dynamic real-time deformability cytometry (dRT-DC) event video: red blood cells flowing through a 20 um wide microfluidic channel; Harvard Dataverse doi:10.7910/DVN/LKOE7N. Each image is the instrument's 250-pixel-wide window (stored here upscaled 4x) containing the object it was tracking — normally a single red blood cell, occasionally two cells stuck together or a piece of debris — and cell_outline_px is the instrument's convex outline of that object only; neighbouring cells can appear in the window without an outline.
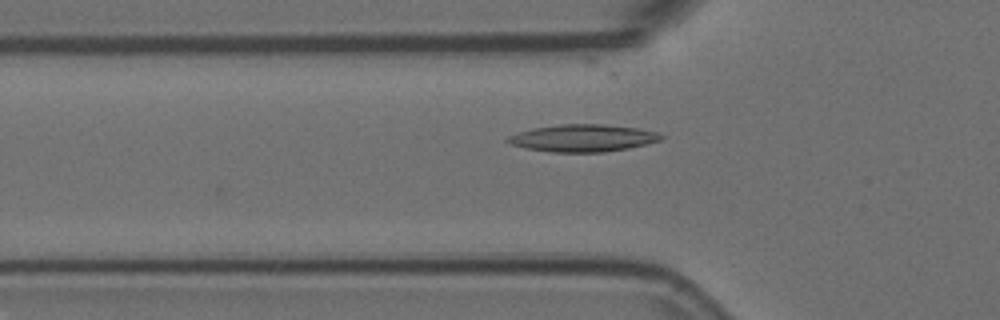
{"species": "Egyptian fruit bat (a non-hibernating species)", "species_latin": "Rousettus aegyptiacus", "temperature_condition": "room temperature", "stored_images_in_passage": 41, "camera_frame_rate_fps": 3000, "um_per_image_px": 0.085, "animal": {"sex": "female"}, "frame": {"image": 1, "passage_image": 3, "time_ms": 0.667, "image_size_px": [1000, 320], "cell_outline_px": [[664, 136], [660, 140], [628, 148], [604, 152], [552, 152], [528, 148], [512, 144], [504, 140], [508, 136], [532, 128], [560, 124], [604, 124], [636, 128], [656, 132]], "centroid_in_image_um": [49.53, 11.73], "position_along_channel_um": 76.3, "area_um2": 24.04}}
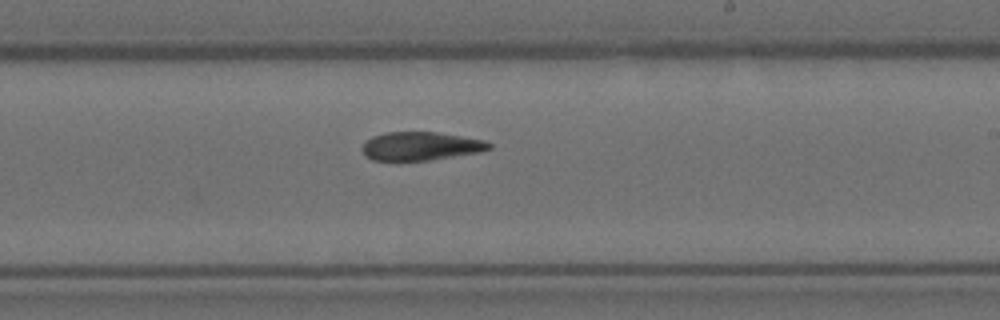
{"frame": {"image": 2, "passage_image": 18, "time_ms": 5.667, "image_size_px": [1000, 320], "cell_outline_px": [[492, 148], [480, 152], [432, 160], [372, 160], [364, 156], [360, 148], [372, 136], [384, 132], [436, 132], [484, 140], [492, 144]], "centroid_in_image_um": [35.74, 12.42], "position_along_channel_um": 253.3, "area_um2": 21.1}}
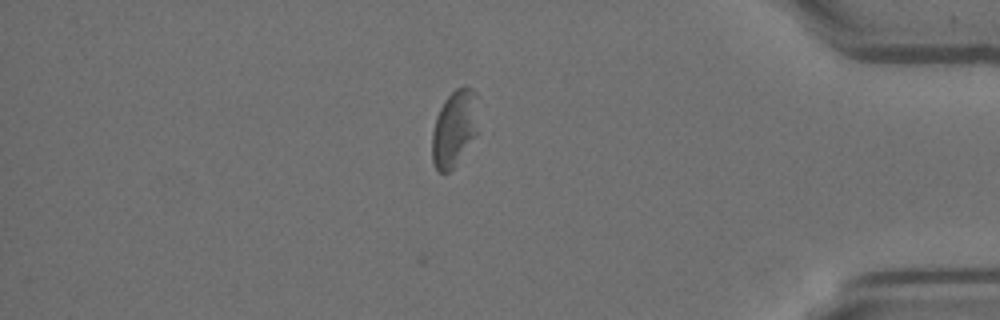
{"frame": {"image": 3, "passage_image": 33, "time_ms": 10.667, "image_size_px": [1000, 320], "cell_outline_px": [[476, 136], [452, 168], [448, 172], [440, 172], [436, 168], [432, 160], [432, 132], [436, 116], [444, 100], [456, 88], [464, 84], [472, 88], [476, 92]], "centroid_in_image_um": [38.6, 10.87], "position_along_channel_um": 396.6, "area_um2": 20.35}, "authors_computed_cell_mechanics": {"area_um2": 21.8484, "velocity_mm_per_s": 3.5232, "shape_relaxation_time_tau1_ms": 4.8348, "shape_relaxation_time_tau2_ms": null, "deformation_change_tau1": 0.135, "deformation_change_tau2": null}}